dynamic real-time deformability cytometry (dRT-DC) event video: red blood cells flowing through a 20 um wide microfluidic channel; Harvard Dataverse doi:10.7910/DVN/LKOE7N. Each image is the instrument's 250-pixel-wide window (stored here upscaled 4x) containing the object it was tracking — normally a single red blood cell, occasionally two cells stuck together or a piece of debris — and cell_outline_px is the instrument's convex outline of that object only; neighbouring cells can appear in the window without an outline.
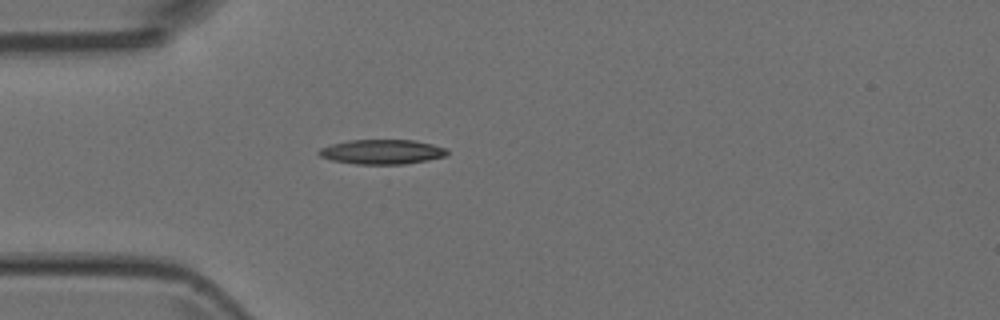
{"species": "Egyptian fruit bat (a non-hibernating species)", "species_latin": "Rousettus aegyptiacus", "temperature_condition": "room temperature", "stored_images_in_passage": 45, "camera_frame_rate_fps": 3000, "um_per_image_px": 0.085, "animal": {"sex": "female"}, "frame": {"image": 1, "passage_image": 8, "time_ms": 2.333, "image_size_px": [1000, 320], "cell_outline_px": [[448, 156], [428, 160], [404, 164], [356, 164], [332, 160], [320, 156], [316, 152], [320, 148], [332, 144], [348, 140], [416, 140], [448, 148]], "centroid_in_image_um": [32.5, 12.9], "position_along_channel_um": 52.5, "area_um2": 18.55}}
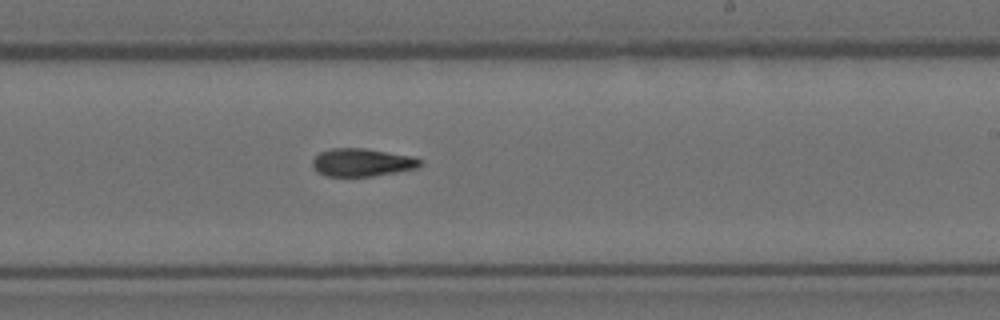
{"frame": {"image": 2, "passage_image": 24, "time_ms": 7.667, "image_size_px": [1000, 320], "cell_outline_px": [[424, 164], [416, 168], [396, 172], [372, 176], [324, 176], [316, 172], [312, 164], [312, 160], [320, 152], [332, 148], [364, 148], [412, 156], [424, 160]], "centroid_in_image_um": [30.78, 13.81], "position_along_channel_um": 258.2, "area_um2": 17.63}}
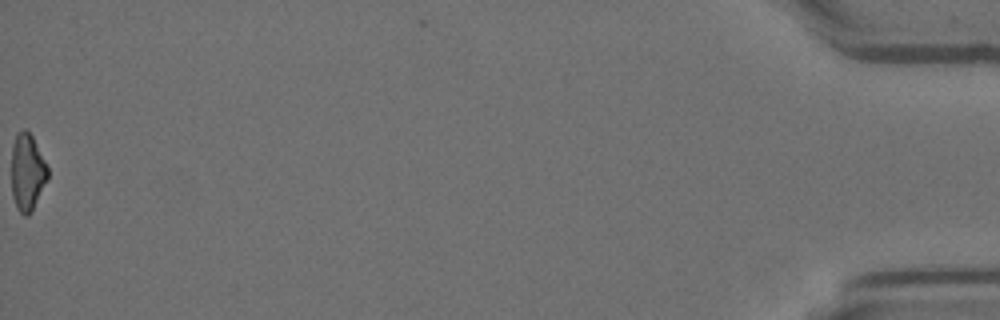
{"frame": {"image": 3, "passage_image": 45, "time_ms": 14.667, "image_size_px": [1000, 320], "cell_outline_px": [[48, 180], [32, 212], [28, 216], [24, 216], [16, 208], [12, 196], [12, 144], [16, 132], [24, 128], [32, 136], [48, 164]], "centroid_in_image_um": [2.33, 14.65], "position_along_channel_um": 432.9, "area_um2": 16.7}}